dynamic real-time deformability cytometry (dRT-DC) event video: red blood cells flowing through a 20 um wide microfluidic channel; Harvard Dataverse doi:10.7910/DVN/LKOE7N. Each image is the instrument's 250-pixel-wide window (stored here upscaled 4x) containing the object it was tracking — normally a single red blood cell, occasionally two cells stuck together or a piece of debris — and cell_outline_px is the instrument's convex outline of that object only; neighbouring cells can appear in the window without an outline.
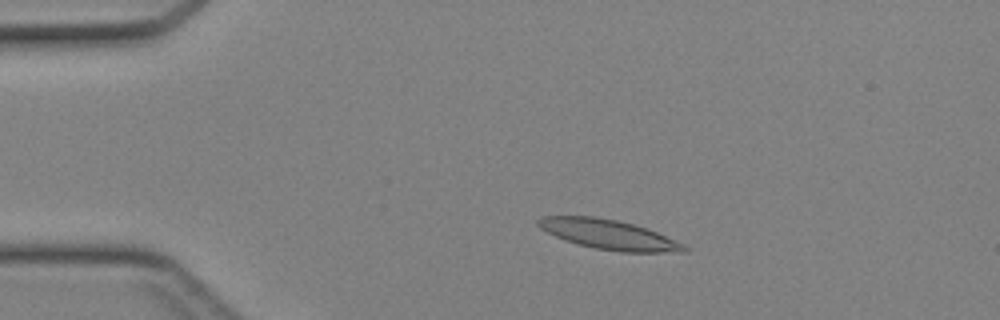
{"species": "Egyptian fruit bat (a non-hibernating species)", "species_latin": "Rousettus aegyptiacus", "temperature_condition": "cold", "stored_images_in_passage": 45, "camera_frame_rate_fps": 3000, "um_per_image_px": 0.085, "animal": {"sex": "female"}, "frame": {"image": 1, "passage_image": 9, "time_ms": 2.667, "image_size_px": [1000, 320], "cell_outline_px": [[688, 252], [620, 252], [596, 248], [564, 240], [540, 228], [536, 224], [536, 220], [540, 216], [592, 216], [616, 220], [632, 224], [656, 232], [684, 244], [688, 248]], "centroid_in_image_um": [51.73, 19.93], "position_along_channel_um": 33.3, "area_um2": 24.97}}
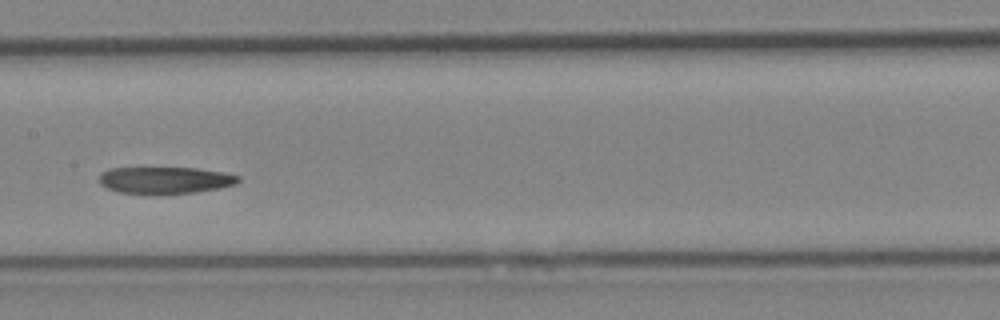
{"frame": {"image": 2, "passage_image": 23, "time_ms": 7.333, "image_size_px": [1000, 320], "cell_outline_px": [[240, 180], [236, 184], [220, 188], [196, 192], [148, 196], [116, 192], [100, 184], [100, 176], [108, 168], [196, 168], [220, 172], [240, 176]], "centroid_in_image_um": [14.0, 15.35], "position_along_channel_um": 193.4, "area_um2": 22.2}}
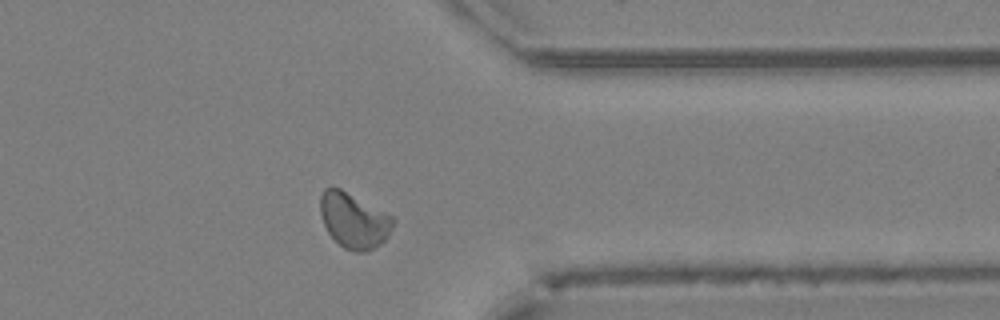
{"frame": {"image": 3, "passage_image": 36, "time_ms": 11.667, "image_size_px": [1000, 320], "cell_outline_px": [[396, 220], [388, 236], [380, 244], [364, 252], [352, 252], [344, 248], [328, 232], [324, 224], [320, 212], [320, 196], [324, 188], [340, 188], [392, 216]], "centroid_in_image_um": [30.08, 18.74], "position_along_channel_um": 381.3, "area_um2": 23.18}}